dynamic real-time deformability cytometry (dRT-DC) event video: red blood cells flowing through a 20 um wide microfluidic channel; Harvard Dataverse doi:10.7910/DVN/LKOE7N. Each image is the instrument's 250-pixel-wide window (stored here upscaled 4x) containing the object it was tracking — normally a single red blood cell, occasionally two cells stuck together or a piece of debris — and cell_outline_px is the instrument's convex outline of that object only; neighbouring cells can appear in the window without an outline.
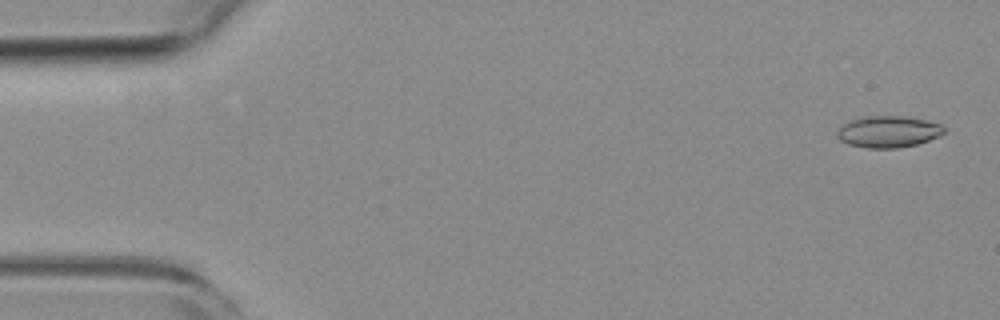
{"species": "common noctule bat (a hibernating species)", "species_latin": "Nyctalus noctula", "temperature_condition": "room temperature", "stored_images_in_passage": 53, "camera_frame_rate_fps": 3000, "um_per_image_px": 0.085, "animal": {"sex": "female", "body_mass_g": 19.3, "forearm_length_mm": 54.1}, "frame": {"image": 1, "passage_image": 2, "time_ms": 0.333, "image_size_px": [1000, 320], "cell_outline_px": [[944, 132], [940, 136], [916, 144], [896, 148], [868, 148], [848, 144], [840, 140], [836, 136], [836, 132], [840, 124], [848, 120], [860, 116], [904, 116], [924, 120], [940, 124], [944, 128]], "centroid_in_image_um": [75.42, 11.18], "position_along_channel_um": 9.6, "area_um2": 19.83}}
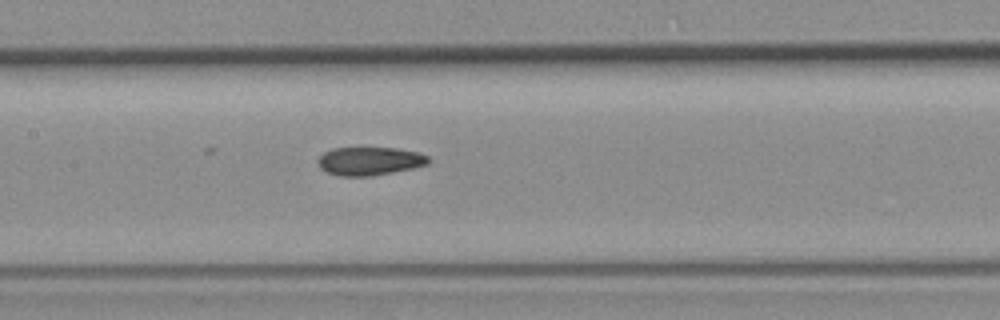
{"frame": {"image": 2, "passage_image": 25, "time_ms": 8.0, "image_size_px": [1000, 320], "cell_outline_px": [[428, 164], [412, 168], [372, 176], [340, 176], [328, 172], [320, 168], [316, 160], [324, 152], [332, 148], [396, 148], [416, 152], [428, 156]], "centroid_in_image_um": [31.38, 13.69], "position_along_channel_um": 176.0, "area_um2": 18.09}}
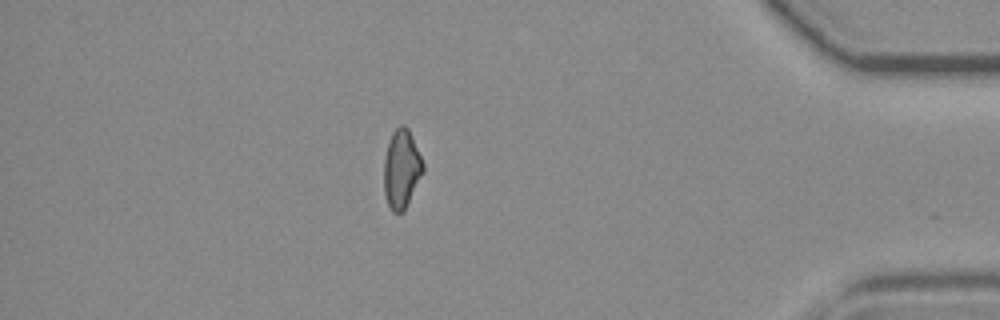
{"frame": {"image": 3, "passage_image": 46, "time_ms": 15.0, "image_size_px": [1000, 320], "cell_outline_px": [[424, 172], [404, 212], [392, 212], [384, 196], [384, 156], [392, 132], [400, 124], [404, 124], [408, 128], [412, 136], [424, 164]], "centroid_in_image_um": [34.13, 14.37], "position_along_channel_um": 401.1, "area_um2": 18.15}, "authors_computed_cell_mechanics": {"area_um2": 18.6116, "velocity_mm_per_s": 3.8626, "shape_relaxation_time_tau1_ms": null, "shape_relaxation_time_tau2_ms": 3.7698, "deformation_change_tau1": null, "deformation_change_tau2": 0.1034}}